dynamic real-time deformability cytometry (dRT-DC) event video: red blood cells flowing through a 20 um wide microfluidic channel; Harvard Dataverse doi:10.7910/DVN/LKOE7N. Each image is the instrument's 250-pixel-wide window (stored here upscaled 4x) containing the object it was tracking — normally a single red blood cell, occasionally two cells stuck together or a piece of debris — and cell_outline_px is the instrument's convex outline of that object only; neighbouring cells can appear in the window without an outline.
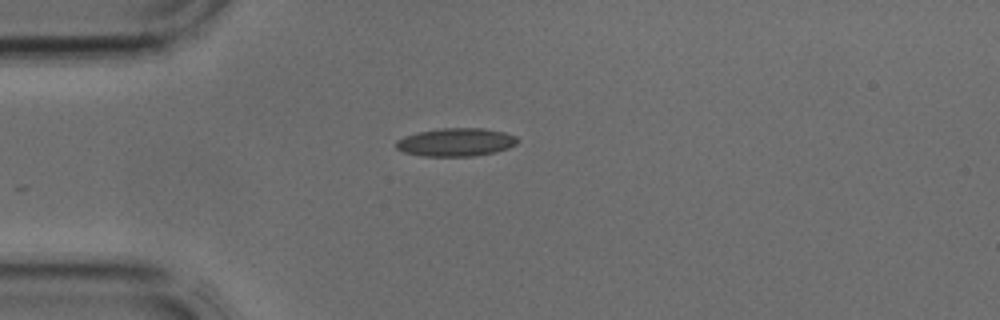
{"species": "common noctule bat (a hibernating species)", "species_latin": "Nyctalus noctula", "temperature_condition": "cold", "stored_images_in_passage": 1, "camera_frame_rate_fps": 3000, "um_per_image_px": 0.085, "animal": {"sex": "male", "body_mass_g": 17.9, "forearm_length_mm": 54.2}, "frame": {"image": 1, "passage_image": 1, "time_ms": 0.0, "image_size_px": [1000, 320], "cell_outline_px": [[520, 140], [516, 144], [508, 148], [492, 152], [472, 156], [424, 156], [404, 152], [396, 148], [396, 140], [404, 136], [416, 132], [440, 128], [484, 128], [504, 132], [516, 136]], "centroid_in_image_um": [38.74, 12.07], "position_along_channel_um": 46.3, "area_um2": 19.94}}